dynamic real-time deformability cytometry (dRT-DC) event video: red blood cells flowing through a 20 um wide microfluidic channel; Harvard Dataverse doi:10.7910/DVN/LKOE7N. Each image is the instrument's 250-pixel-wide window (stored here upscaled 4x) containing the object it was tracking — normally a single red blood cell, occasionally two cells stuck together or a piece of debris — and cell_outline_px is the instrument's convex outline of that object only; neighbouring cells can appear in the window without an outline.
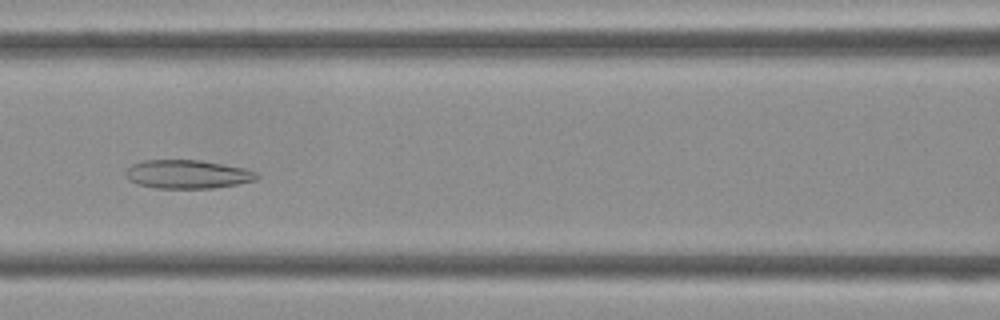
{"species": "Egyptian fruit bat (a non-hibernating species)", "species_latin": "Rousettus aegyptiacus", "temperature_condition": "cold", "stored_images_in_passage": 44, "camera_frame_rate_fps": 3000, "um_per_image_px": 0.085, "frame": {"image": 1, "passage_image": 19, "time_ms": 6.0, "image_size_px": [1000, 320], "cell_outline_px": [[260, 176], [256, 180], [236, 184], [212, 188], [156, 188], [136, 184], [128, 180], [124, 176], [124, 172], [132, 164], [144, 160], [200, 160], [244, 168], [256, 172]], "centroid_in_image_um": [15.89, 14.81], "position_along_channel_um": 150.7, "area_um2": 21.91}}
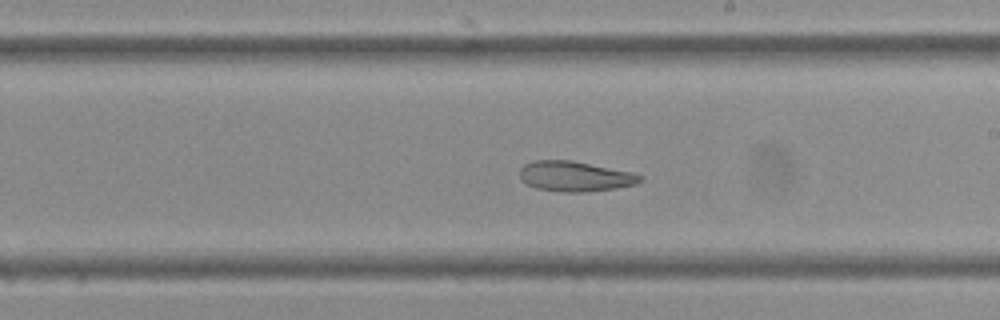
{"frame": {"image": 2, "passage_image": 25, "time_ms": 8.0, "image_size_px": [1000, 320], "cell_outline_px": [[644, 180], [636, 184], [616, 188], [584, 192], [564, 192], [536, 188], [528, 184], [520, 176], [520, 168], [524, 164], [536, 160], [572, 160], [632, 172], [644, 176]], "centroid_in_image_um": [48.92, 14.98], "position_along_channel_um": 240.1, "area_um2": 21.15}}
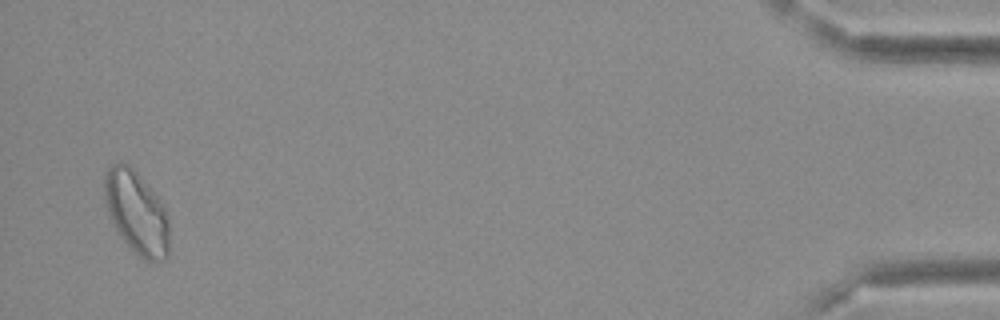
{"frame": {"image": 3, "passage_image": 43, "time_ms": 14.0, "image_size_px": [1000, 320], "cell_outline_px": [[168, 256], [164, 260], [144, 260], [120, 236], [112, 224], [108, 212], [104, 196], [104, 176], [108, 168], [112, 164], [120, 160], [128, 164], [140, 176], [160, 200], [168, 216]], "centroid_in_image_um": [11.58, 18.03], "position_along_channel_um": 423.6, "area_um2": 31.1}}